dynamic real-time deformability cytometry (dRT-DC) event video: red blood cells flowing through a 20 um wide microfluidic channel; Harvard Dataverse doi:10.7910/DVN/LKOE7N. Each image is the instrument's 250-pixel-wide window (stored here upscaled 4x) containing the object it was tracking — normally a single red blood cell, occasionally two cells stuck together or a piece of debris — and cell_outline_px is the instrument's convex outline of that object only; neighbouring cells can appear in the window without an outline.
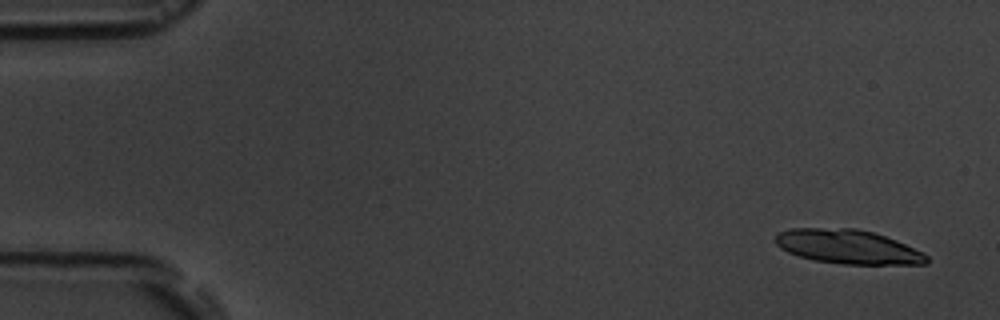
{"species": "common noctule bat (a hibernating species)", "species_latin": "Nyctalus noctula", "temperature_condition": "room temperature", "stored_images_in_passage": 5, "segment_of_instrument_passage": [1, 2], "camera_frame_rate_fps": 3000, "um_per_image_px": 0.085, "animal": {"sex": "male", "body_mass_g": 19.5, "forearm_length_mm": 54.6}, "frame": {"image": 1, "passage_image": 1, "time_ms": 0.0, "image_size_px": [1000, 320], "cell_outline_px": [[928, 264], [844, 264], [812, 260], [788, 252], [780, 248], [776, 244], [776, 232], [792, 228], [856, 228], [872, 232], [896, 240], [924, 252], [928, 256]], "centroid_in_image_um": [72.07, 20.97], "position_along_channel_um": 12.9, "area_um2": 30.11}}